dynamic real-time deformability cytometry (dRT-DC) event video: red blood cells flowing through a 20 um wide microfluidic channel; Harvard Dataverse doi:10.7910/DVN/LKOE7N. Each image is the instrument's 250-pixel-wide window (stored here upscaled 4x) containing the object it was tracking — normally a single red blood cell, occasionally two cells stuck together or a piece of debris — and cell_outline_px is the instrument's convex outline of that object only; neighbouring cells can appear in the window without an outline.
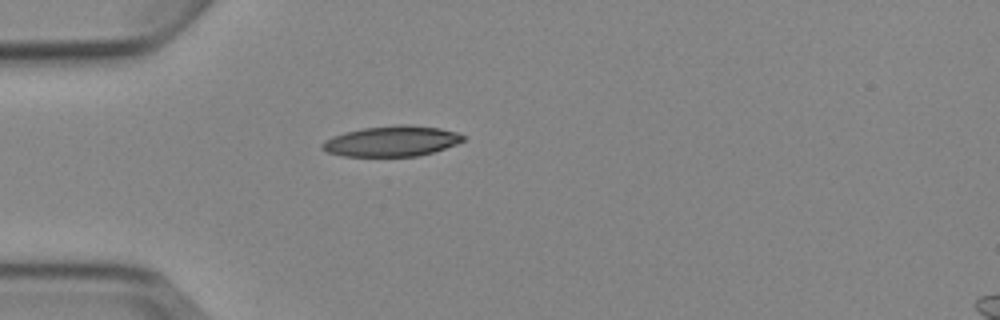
{"species": "Egyptian fruit bat (a non-hibernating species)", "species_latin": "Rousettus aegyptiacus", "temperature_condition": "cold", "stored_images_in_passage": 4, "camera_frame_rate_fps": 3000, "um_per_image_px": 0.085, "animal": {"sex": "female"}, "frame": {"image": 1, "passage_image": 4, "time_ms": 4.333, "image_size_px": [1000, 320], "cell_outline_px": [[464, 140], [456, 144], [432, 152], [416, 156], [344, 156], [328, 152], [320, 148], [320, 144], [324, 140], [332, 136], [344, 132], [364, 128], [400, 124], [408, 124], [440, 128], [456, 132], [464, 136]], "centroid_in_image_um": [33.25, 11.99], "position_along_channel_um": 51.7, "area_um2": 24.97}}